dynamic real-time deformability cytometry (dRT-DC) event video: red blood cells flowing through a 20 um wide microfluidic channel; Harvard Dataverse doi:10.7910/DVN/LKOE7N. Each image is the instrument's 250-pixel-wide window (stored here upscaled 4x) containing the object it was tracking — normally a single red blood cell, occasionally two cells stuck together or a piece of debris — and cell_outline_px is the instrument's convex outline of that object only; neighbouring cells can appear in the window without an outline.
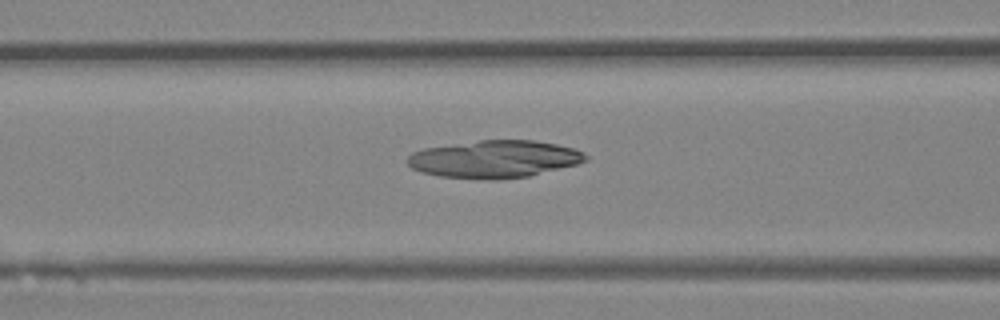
{"species": "Egyptian fruit bat (a non-hibernating species)", "species_latin": "Rousettus aegyptiacus", "temperature_condition": "room temperature", "stored_images_in_passage": 41, "camera_frame_rate_fps": 3000, "um_per_image_px": 0.085, "animal": {"sex": "female"}, "frame": {"image": 1, "passage_image": 19, "time_ms": 6.0, "image_size_px": [1000, 320], "cell_outline_px": [[588, 160], [580, 164], [528, 176], [496, 180], [492, 180], [440, 176], [420, 172], [412, 168], [408, 164], [408, 156], [412, 152], [424, 148], [480, 140], [532, 140], [556, 144], [572, 148], [584, 152], [588, 156]], "centroid_in_image_um": [42.05, 13.53], "position_along_channel_um": 124.6, "area_um2": 38.96}}
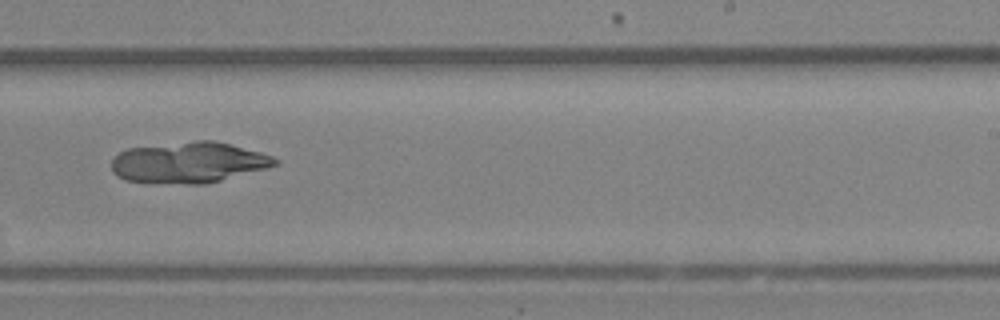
{"frame": {"image": 2, "passage_image": 29, "time_ms": 9.333, "image_size_px": [1000, 320], "cell_outline_px": [[280, 164], [268, 168], [204, 184], [152, 184], [124, 180], [116, 176], [112, 172], [112, 160], [120, 152], [128, 148], [196, 140], [212, 140], [232, 144], [260, 152], [272, 156], [280, 160]], "centroid_in_image_um": [16.03, 13.82], "position_along_channel_um": 273.0, "area_um2": 39.48}}
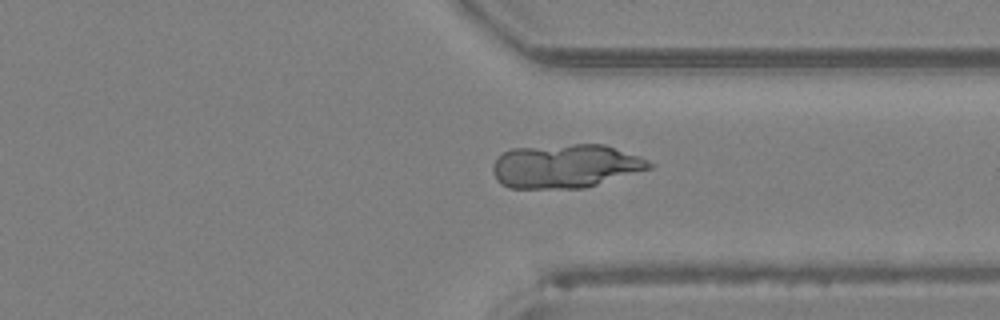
{"frame": {"image": 3, "passage_image": 35, "time_ms": 11.333, "image_size_px": [1000, 320], "cell_outline_px": [[656, 164], [652, 168], [584, 188], [508, 188], [500, 184], [496, 180], [492, 172], [492, 164], [504, 152], [512, 148], [572, 144], [604, 144], [640, 156]], "centroid_in_image_um": [48.06, 14.12], "position_along_channel_um": 363.3, "area_um2": 40.11}}